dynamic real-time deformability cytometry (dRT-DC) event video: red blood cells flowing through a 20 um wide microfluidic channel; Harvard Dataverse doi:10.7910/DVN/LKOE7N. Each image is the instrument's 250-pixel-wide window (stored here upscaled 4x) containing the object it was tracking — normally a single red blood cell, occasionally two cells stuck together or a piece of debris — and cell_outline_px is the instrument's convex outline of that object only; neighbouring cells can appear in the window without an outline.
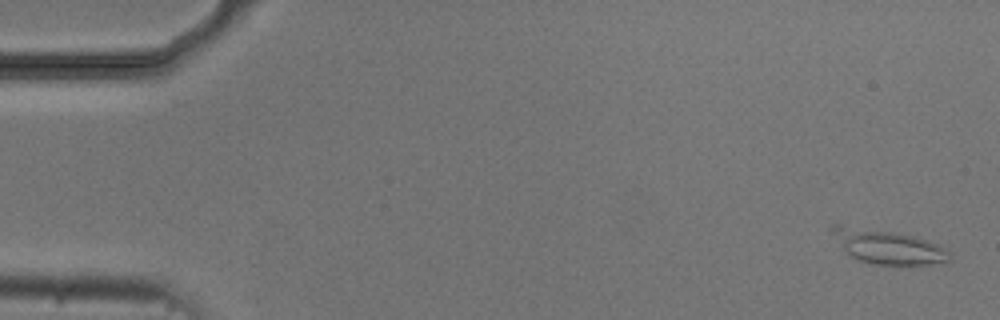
{"species": "common noctule bat (a hibernating species)", "species_latin": "Nyctalus noctula", "temperature_condition": "cold", "stored_images_in_passage": 5, "camera_frame_rate_fps": 3000, "um_per_image_px": 0.085, "animal": {"sex": "male", "body_mass_g": 20.5, "forearm_length_mm": 52.5}, "frame": {"image": 1, "passage_image": 1, "time_ms": 0.0, "image_size_px": [1000, 320], "cell_outline_px": [[952, 256], [948, 260], [928, 264], [876, 264], [860, 260], [852, 256], [844, 248], [828, 228], [832, 224], [840, 224], [912, 236], [928, 240], [940, 244]], "centroid_in_image_um": [75.47, 20.96], "position_along_channel_um": 9.5, "area_um2": 22.48}}
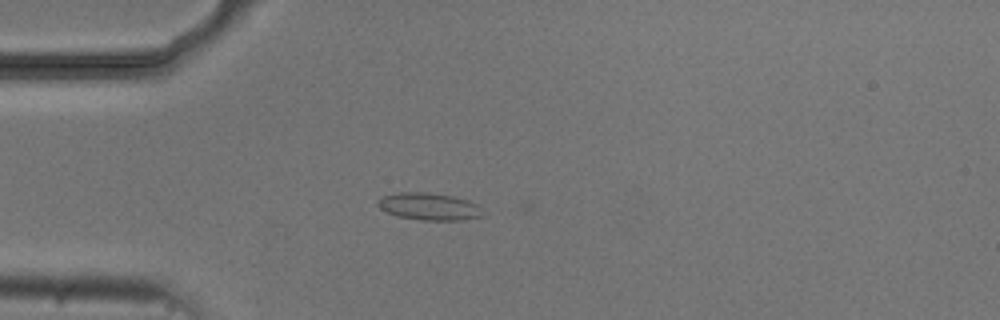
{"frame": {"image": 2, "passage_image": 5, "time_ms": 4.333, "image_size_px": [1000, 320], "cell_outline_px": [[484, 216], [464, 220], [420, 220], [400, 216], [388, 212], [380, 208], [376, 204], [376, 200], [384, 196], [396, 192], [424, 192], [452, 196], [468, 200], [476, 204]], "centroid_in_image_um": [36.45, 17.55], "position_along_channel_um": 48.5, "area_um2": 16.53}}